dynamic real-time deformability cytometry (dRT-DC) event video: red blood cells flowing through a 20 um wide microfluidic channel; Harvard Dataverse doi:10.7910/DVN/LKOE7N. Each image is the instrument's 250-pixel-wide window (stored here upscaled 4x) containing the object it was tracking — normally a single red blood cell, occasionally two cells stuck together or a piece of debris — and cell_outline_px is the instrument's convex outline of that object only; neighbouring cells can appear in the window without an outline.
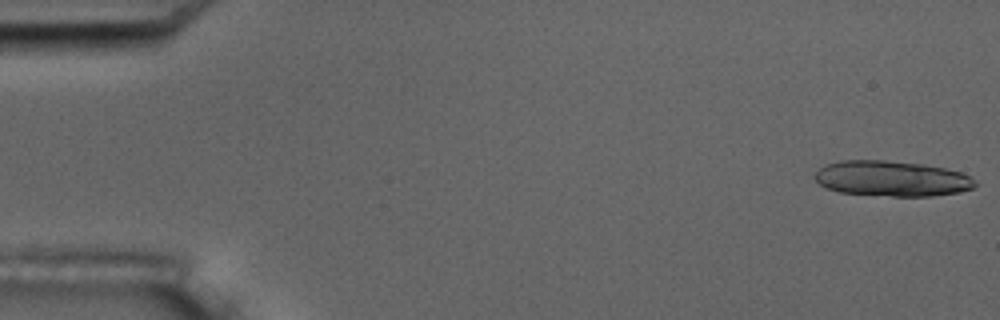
{"species": "common noctule bat (a hibernating species)", "species_latin": "Nyctalus noctula", "temperature_condition": "room temperature", "stored_images_in_passage": 5, "camera_frame_rate_fps": 3000, "um_per_image_px": 0.085, "animal": {"sex": "male", "body_mass_g": 17.5, "forearm_length_mm": 52.3}, "frame": {"image": 1, "passage_image": 1, "time_ms": 0.0, "image_size_px": [1000, 320], "cell_outline_px": [[976, 184], [972, 188], [960, 192], [932, 196], [892, 196], [840, 192], [828, 188], [820, 184], [816, 180], [816, 172], [820, 168], [828, 164], [840, 160], [884, 160], [924, 164], [944, 168], [960, 172], [972, 176]], "centroid_in_image_um": [75.84, 15.17], "position_along_channel_um": 9.2, "area_um2": 32.95}}